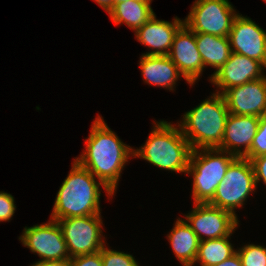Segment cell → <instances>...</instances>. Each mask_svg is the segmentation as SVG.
Masks as SVG:
<instances>
[{"label":"cell","instance_id":"23","mask_svg":"<svg viewBox=\"0 0 266 266\" xmlns=\"http://www.w3.org/2000/svg\"><path fill=\"white\" fill-rule=\"evenodd\" d=\"M103 266H139L133 255L107 248L100 250Z\"/></svg>","mask_w":266,"mask_h":266},{"label":"cell","instance_id":"8","mask_svg":"<svg viewBox=\"0 0 266 266\" xmlns=\"http://www.w3.org/2000/svg\"><path fill=\"white\" fill-rule=\"evenodd\" d=\"M57 222L62 229L70 258L98 252L106 244L101 229V214L63 218Z\"/></svg>","mask_w":266,"mask_h":266},{"label":"cell","instance_id":"11","mask_svg":"<svg viewBox=\"0 0 266 266\" xmlns=\"http://www.w3.org/2000/svg\"><path fill=\"white\" fill-rule=\"evenodd\" d=\"M231 51L266 66V31L249 17L238 14L229 33Z\"/></svg>","mask_w":266,"mask_h":266},{"label":"cell","instance_id":"9","mask_svg":"<svg viewBox=\"0 0 266 266\" xmlns=\"http://www.w3.org/2000/svg\"><path fill=\"white\" fill-rule=\"evenodd\" d=\"M186 223L199 241L229 236L238 228V217L209 203H194L193 210L185 214ZM206 236V237H205Z\"/></svg>","mask_w":266,"mask_h":266},{"label":"cell","instance_id":"18","mask_svg":"<svg viewBox=\"0 0 266 266\" xmlns=\"http://www.w3.org/2000/svg\"><path fill=\"white\" fill-rule=\"evenodd\" d=\"M173 252L183 266H193L198 254L199 239L184 219L178 218L167 236Z\"/></svg>","mask_w":266,"mask_h":266},{"label":"cell","instance_id":"29","mask_svg":"<svg viewBox=\"0 0 266 266\" xmlns=\"http://www.w3.org/2000/svg\"><path fill=\"white\" fill-rule=\"evenodd\" d=\"M212 266H242V261L240 259V256L236 252L234 255L226 259L220 264H215Z\"/></svg>","mask_w":266,"mask_h":266},{"label":"cell","instance_id":"24","mask_svg":"<svg viewBox=\"0 0 266 266\" xmlns=\"http://www.w3.org/2000/svg\"><path fill=\"white\" fill-rule=\"evenodd\" d=\"M266 154V114L259 120L258 130L253 138L249 154L245 157L249 160Z\"/></svg>","mask_w":266,"mask_h":266},{"label":"cell","instance_id":"31","mask_svg":"<svg viewBox=\"0 0 266 266\" xmlns=\"http://www.w3.org/2000/svg\"><path fill=\"white\" fill-rule=\"evenodd\" d=\"M126 1H131V0H114V3H122ZM133 1H140V2H152V0H133Z\"/></svg>","mask_w":266,"mask_h":266},{"label":"cell","instance_id":"5","mask_svg":"<svg viewBox=\"0 0 266 266\" xmlns=\"http://www.w3.org/2000/svg\"><path fill=\"white\" fill-rule=\"evenodd\" d=\"M234 155L218 148L192 150L186 174L193 176L194 203H209L224 178Z\"/></svg>","mask_w":266,"mask_h":266},{"label":"cell","instance_id":"13","mask_svg":"<svg viewBox=\"0 0 266 266\" xmlns=\"http://www.w3.org/2000/svg\"><path fill=\"white\" fill-rule=\"evenodd\" d=\"M190 85L201 76L204 64L197 49L195 32L185 24L176 33L167 55Z\"/></svg>","mask_w":266,"mask_h":266},{"label":"cell","instance_id":"4","mask_svg":"<svg viewBox=\"0 0 266 266\" xmlns=\"http://www.w3.org/2000/svg\"><path fill=\"white\" fill-rule=\"evenodd\" d=\"M133 151L134 157L144 159L158 168L186 173L192 148L179 125L175 127L161 120L154 124L145 144Z\"/></svg>","mask_w":266,"mask_h":266},{"label":"cell","instance_id":"10","mask_svg":"<svg viewBox=\"0 0 266 266\" xmlns=\"http://www.w3.org/2000/svg\"><path fill=\"white\" fill-rule=\"evenodd\" d=\"M19 240L31 252L38 254L40 261L70 259L62 229L55 220L25 227Z\"/></svg>","mask_w":266,"mask_h":266},{"label":"cell","instance_id":"30","mask_svg":"<svg viewBox=\"0 0 266 266\" xmlns=\"http://www.w3.org/2000/svg\"><path fill=\"white\" fill-rule=\"evenodd\" d=\"M100 7H102L107 13L113 8L114 0H94Z\"/></svg>","mask_w":266,"mask_h":266},{"label":"cell","instance_id":"3","mask_svg":"<svg viewBox=\"0 0 266 266\" xmlns=\"http://www.w3.org/2000/svg\"><path fill=\"white\" fill-rule=\"evenodd\" d=\"M229 115L223 94L213 93L178 122L192 150L220 148Z\"/></svg>","mask_w":266,"mask_h":266},{"label":"cell","instance_id":"28","mask_svg":"<svg viewBox=\"0 0 266 266\" xmlns=\"http://www.w3.org/2000/svg\"><path fill=\"white\" fill-rule=\"evenodd\" d=\"M31 266H71L70 259L38 261Z\"/></svg>","mask_w":266,"mask_h":266},{"label":"cell","instance_id":"15","mask_svg":"<svg viewBox=\"0 0 266 266\" xmlns=\"http://www.w3.org/2000/svg\"><path fill=\"white\" fill-rule=\"evenodd\" d=\"M260 117L252 115H234L229 113L220 150L235 157L245 158L255 137ZM242 146L244 147L242 150ZM241 148V149H240Z\"/></svg>","mask_w":266,"mask_h":266},{"label":"cell","instance_id":"6","mask_svg":"<svg viewBox=\"0 0 266 266\" xmlns=\"http://www.w3.org/2000/svg\"><path fill=\"white\" fill-rule=\"evenodd\" d=\"M251 161L237 157L228 167L209 204L227 210L237 217L235 209L242 208L250 193L256 190Z\"/></svg>","mask_w":266,"mask_h":266},{"label":"cell","instance_id":"25","mask_svg":"<svg viewBox=\"0 0 266 266\" xmlns=\"http://www.w3.org/2000/svg\"><path fill=\"white\" fill-rule=\"evenodd\" d=\"M14 202V197L11 194L0 191V222L10 221L13 217L16 210Z\"/></svg>","mask_w":266,"mask_h":266},{"label":"cell","instance_id":"21","mask_svg":"<svg viewBox=\"0 0 266 266\" xmlns=\"http://www.w3.org/2000/svg\"><path fill=\"white\" fill-rule=\"evenodd\" d=\"M231 235L232 233L229 236L200 241L195 262L200 263L201 266H212L234 255L237 250H234L232 243L228 240Z\"/></svg>","mask_w":266,"mask_h":266},{"label":"cell","instance_id":"27","mask_svg":"<svg viewBox=\"0 0 266 266\" xmlns=\"http://www.w3.org/2000/svg\"><path fill=\"white\" fill-rule=\"evenodd\" d=\"M250 161L254 170L256 186L260 180H262L266 185V154L259 157H254Z\"/></svg>","mask_w":266,"mask_h":266},{"label":"cell","instance_id":"17","mask_svg":"<svg viewBox=\"0 0 266 266\" xmlns=\"http://www.w3.org/2000/svg\"><path fill=\"white\" fill-rule=\"evenodd\" d=\"M145 83L174 90L179 77L183 76L167 55H143L139 61Z\"/></svg>","mask_w":266,"mask_h":266},{"label":"cell","instance_id":"26","mask_svg":"<svg viewBox=\"0 0 266 266\" xmlns=\"http://www.w3.org/2000/svg\"><path fill=\"white\" fill-rule=\"evenodd\" d=\"M71 266H103L100 251L70 258Z\"/></svg>","mask_w":266,"mask_h":266},{"label":"cell","instance_id":"12","mask_svg":"<svg viewBox=\"0 0 266 266\" xmlns=\"http://www.w3.org/2000/svg\"><path fill=\"white\" fill-rule=\"evenodd\" d=\"M263 69L265 67L259 61L232 52L228 61L217 72L212 73L210 81L221 89L216 90V93L224 94L232 87L263 78Z\"/></svg>","mask_w":266,"mask_h":266},{"label":"cell","instance_id":"20","mask_svg":"<svg viewBox=\"0 0 266 266\" xmlns=\"http://www.w3.org/2000/svg\"><path fill=\"white\" fill-rule=\"evenodd\" d=\"M108 14L115 25L125 23L135 32L155 13L151 7V2L131 0L122 3H113V8Z\"/></svg>","mask_w":266,"mask_h":266},{"label":"cell","instance_id":"22","mask_svg":"<svg viewBox=\"0 0 266 266\" xmlns=\"http://www.w3.org/2000/svg\"><path fill=\"white\" fill-rule=\"evenodd\" d=\"M242 266H266V247L248 244L237 250Z\"/></svg>","mask_w":266,"mask_h":266},{"label":"cell","instance_id":"16","mask_svg":"<svg viewBox=\"0 0 266 266\" xmlns=\"http://www.w3.org/2000/svg\"><path fill=\"white\" fill-rule=\"evenodd\" d=\"M184 25V20L174 17L172 22L156 19L154 14L141 28L135 31L136 39L152 51L143 55H168L174 37Z\"/></svg>","mask_w":266,"mask_h":266},{"label":"cell","instance_id":"7","mask_svg":"<svg viewBox=\"0 0 266 266\" xmlns=\"http://www.w3.org/2000/svg\"><path fill=\"white\" fill-rule=\"evenodd\" d=\"M238 14L228 0H195L184 24L195 33L228 37Z\"/></svg>","mask_w":266,"mask_h":266},{"label":"cell","instance_id":"14","mask_svg":"<svg viewBox=\"0 0 266 266\" xmlns=\"http://www.w3.org/2000/svg\"><path fill=\"white\" fill-rule=\"evenodd\" d=\"M229 113L261 117L266 114V75L232 87L223 94Z\"/></svg>","mask_w":266,"mask_h":266},{"label":"cell","instance_id":"1","mask_svg":"<svg viewBox=\"0 0 266 266\" xmlns=\"http://www.w3.org/2000/svg\"><path fill=\"white\" fill-rule=\"evenodd\" d=\"M85 145L75 160L115 194L125 164L134 157V149L123 143L100 115L93 121Z\"/></svg>","mask_w":266,"mask_h":266},{"label":"cell","instance_id":"19","mask_svg":"<svg viewBox=\"0 0 266 266\" xmlns=\"http://www.w3.org/2000/svg\"><path fill=\"white\" fill-rule=\"evenodd\" d=\"M197 49L206 66L217 72L229 59L232 51L229 37H220L206 33H195Z\"/></svg>","mask_w":266,"mask_h":266},{"label":"cell","instance_id":"2","mask_svg":"<svg viewBox=\"0 0 266 266\" xmlns=\"http://www.w3.org/2000/svg\"><path fill=\"white\" fill-rule=\"evenodd\" d=\"M99 186L104 188L108 197L114 195L101 181L97 182L88 169L74 160L68 176L57 192L51 219L57 221L100 214Z\"/></svg>","mask_w":266,"mask_h":266}]
</instances>
